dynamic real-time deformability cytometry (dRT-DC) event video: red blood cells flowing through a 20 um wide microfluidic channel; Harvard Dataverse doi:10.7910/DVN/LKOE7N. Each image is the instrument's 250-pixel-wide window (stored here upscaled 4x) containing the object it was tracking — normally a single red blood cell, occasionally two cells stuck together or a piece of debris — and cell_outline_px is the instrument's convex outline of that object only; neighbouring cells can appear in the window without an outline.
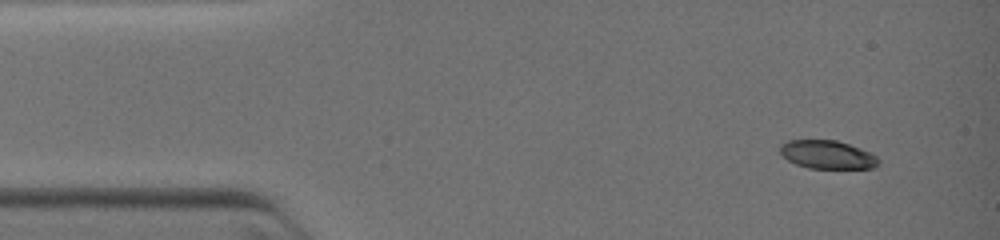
{"species": "common noctule bat (a hibernating species)", "species_latin": "Nyctalus noctula", "temperature_condition": "warm", "stored_images_in_passage": 11, "camera_frame_rate_fps": 3000, "um_per_image_px": 0.085, "animal": {"sex": "female", "body_mass_g": 19.0, "forearm_length_mm": 51.5}, "frame": {"image": 1, "passage_image": 1, "time_ms": 0.0, "image_size_px": [1000, 240], "cell_outline_px": [[880, 164], [876, 168], [808, 168], [796, 164], [788, 160], [780, 152], [780, 144], [788, 140], [836, 140], [860, 148], [876, 156], [880, 160]], "centroid_in_image_um": [70.34, 13.15], "position_along_channel_um": 14.7, "area_um2": 16.24}}
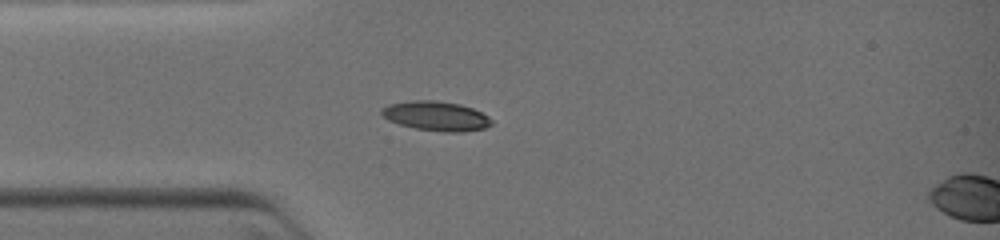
{"frame": {"image": 2, "passage_image": 7, "time_ms": 2.333, "image_size_px": [1000, 240], "cell_outline_px": [[492, 124], [484, 128], [464, 132], [444, 132], [416, 128], [400, 124], [388, 120], [380, 112], [388, 104], [412, 100], [436, 100], [460, 104], [472, 108], [488, 116], [492, 120]], "centroid_in_image_um": [37.09, 9.86], "position_along_channel_um": 47.9, "area_um2": 18.79}}
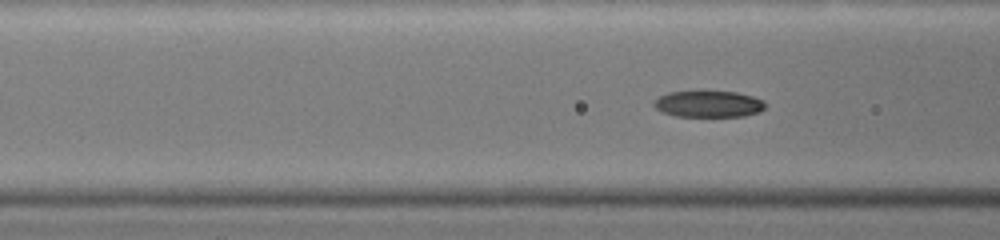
{"frame": {"image": 3, "passage_image": 11, "time_ms": 3.667, "image_size_px": [1000, 240], "cell_outline_px": [[764, 108], [760, 112], [744, 116], [676, 116], [660, 112], [652, 104], [660, 96], [668, 92], [700, 88], [704, 88], [736, 92], [752, 96], [764, 100]], "centroid_in_image_um": [60.19, 8.78], "position_along_channel_um": 106.4, "area_um2": 18.03}}